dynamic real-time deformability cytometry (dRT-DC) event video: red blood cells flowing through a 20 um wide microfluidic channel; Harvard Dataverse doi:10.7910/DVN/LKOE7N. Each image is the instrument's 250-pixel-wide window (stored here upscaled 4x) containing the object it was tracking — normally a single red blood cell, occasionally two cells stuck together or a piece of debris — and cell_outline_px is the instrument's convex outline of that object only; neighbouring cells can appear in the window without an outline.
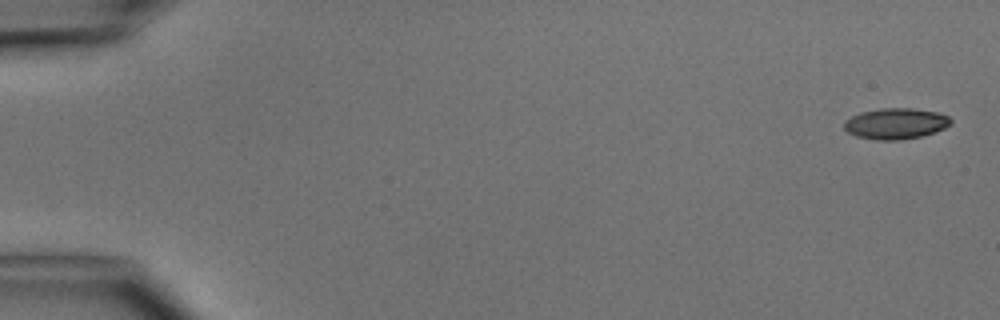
{"species": "common noctule bat (a hibernating species)", "species_latin": "Nyctalus noctula", "temperature_condition": "cold", "stored_images_in_passage": 2, "camera_frame_rate_fps": 3000, "um_per_image_px": 0.085, "animal": {"sex": "male", "body_mass_g": 15.6}, "frame": {"image": 1, "passage_image": 1, "time_ms": 0.0, "image_size_px": [1000, 320], "cell_outline_px": [[948, 120], [944, 124], [928, 132], [912, 136], [872, 136], [884, 112], [924, 112], [940, 116]], "centroid_in_image_um": [77.14, 10.52], "position_along_channel_um": 7.9, "area_um2": 10.0}}